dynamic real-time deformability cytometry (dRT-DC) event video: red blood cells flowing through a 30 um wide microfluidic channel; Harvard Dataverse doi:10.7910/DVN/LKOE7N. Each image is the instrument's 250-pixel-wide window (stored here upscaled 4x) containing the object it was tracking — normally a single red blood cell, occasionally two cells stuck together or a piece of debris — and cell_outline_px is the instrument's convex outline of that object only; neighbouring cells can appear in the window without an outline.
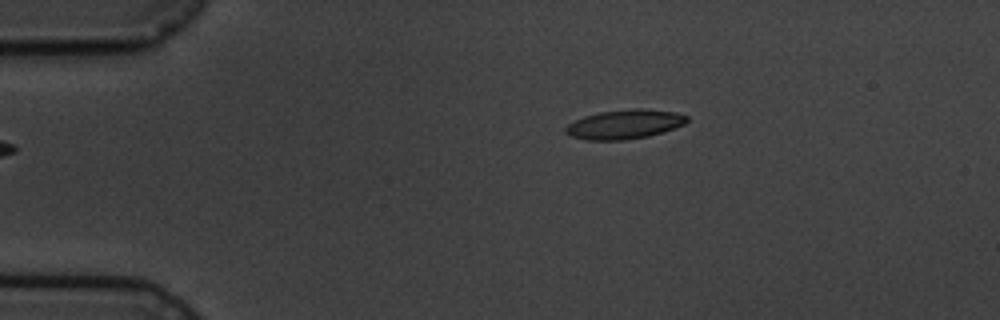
{"species": "common noctule bat (a hibernating species)", "species_latin": "Nyctalus noctula", "temperature_condition": "cold", "stored_images_in_passage": 3, "camera_frame_rate_fps": 3000, "um_per_image_px": 0.085, "animal": {"sex": "male", "body_mass_g": 19.5, "forearm_length_mm": 54.6}, "frame": {"image": 1, "passage_image": 3, "time_ms": 2.333, "image_size_px": [1000, 320], "cell_outline_px": [[688, 120], [684, 124], [648, 136], [624, 140], [588, 140], [572, 136], [564, 132], [564, 128], [568, 124], [584, 116], [600, 112], [632, 108], [644, 108], [676, 112], [688, 116]], "centroid_in_image_um": [53.08, 10.55], "position_along_channel_um": 31.9, "area_um2": 20.58}}